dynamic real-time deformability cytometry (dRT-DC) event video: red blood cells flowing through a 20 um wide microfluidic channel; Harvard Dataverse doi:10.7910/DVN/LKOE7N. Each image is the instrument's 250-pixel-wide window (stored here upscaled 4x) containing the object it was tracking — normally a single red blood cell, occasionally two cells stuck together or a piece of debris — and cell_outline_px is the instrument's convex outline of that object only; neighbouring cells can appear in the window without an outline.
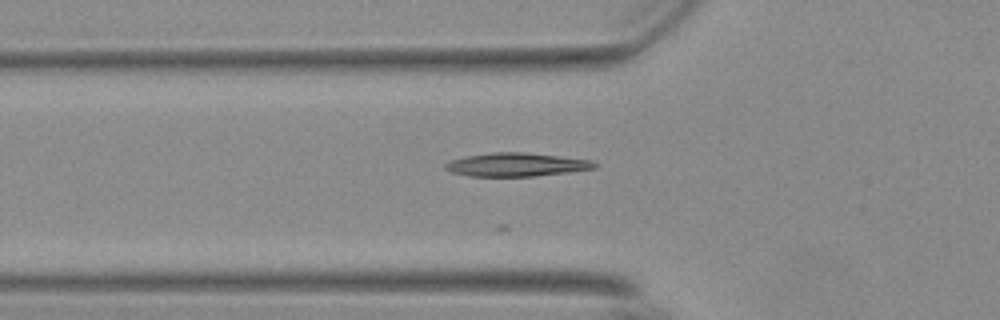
{"species": "Egyptian fruit bat (a non-hibernating species)", "species_latin": "Rousettus aegyptiacus", "temperature_condition": "warm", "stored_images_in_passage": 11, "camera_frame_rate_fps": 3000, "um_per_image_px": 0.085, "animal": {"sex": "female"}, "frame": {"image": 1, "passage_image": 3, "time_ms": 0.667, "image_size_px": [1000, 320], "cell_outline_px": [[600, 164], [596, 168], [568, 172], [532, 176], [468, 176], [452, 172], [444, 168], [444, 164], [452, 160], [464, 156], [492, 152], [524, 152], [592, 160]], "centroid_in_image_um": [43.9, 13.99], "position_along_channel_um": 81.9, "area_um2": 20.4}}
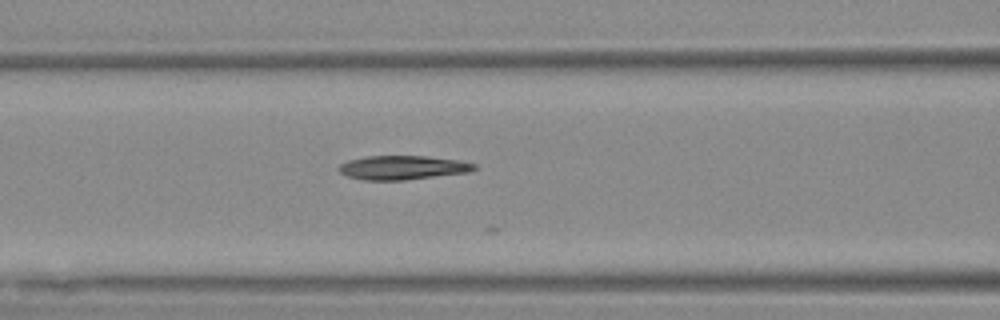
{"frame": {"image": 2, "passage_image": 7, "time_ms": 2.0, "image_size_px": [1000, 320], "cell_outline_px": [[476, 168], [468, 172], [404, 180], [364, 180], [348, 176], [340, 172], [336, 168], [340, 164], [348, 160], [368, 156], [428, 156], [460, 160], [476, 164]], "centroid_in_image_um": [34.21, 14.24], "position_along_channel_um": 132.4, "area_um2": 18.9}}
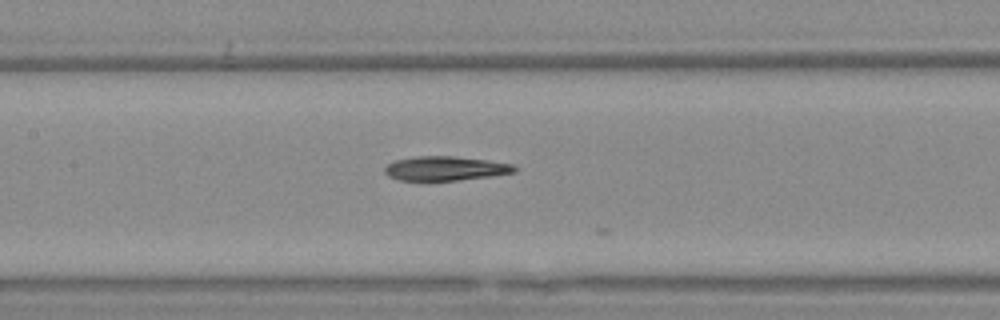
{"frame": {"image": 3, "passage_image": 10, "time_ms": 3.0, "image_size_px": [1000, 320], "cell_outline_px": [[516, 172], [492, 176], [456, 180], [400, 180], [388, 176], [384, 172], [384, 168], [388, 164], [396, 160], [416, 156], [452, 156], [484, 160], [512, 164], [516, 168]], "centroid_in_image_um": [37.83, 14.32], "position_along_channel_um": 169.6, "area_um2": 18.09}}